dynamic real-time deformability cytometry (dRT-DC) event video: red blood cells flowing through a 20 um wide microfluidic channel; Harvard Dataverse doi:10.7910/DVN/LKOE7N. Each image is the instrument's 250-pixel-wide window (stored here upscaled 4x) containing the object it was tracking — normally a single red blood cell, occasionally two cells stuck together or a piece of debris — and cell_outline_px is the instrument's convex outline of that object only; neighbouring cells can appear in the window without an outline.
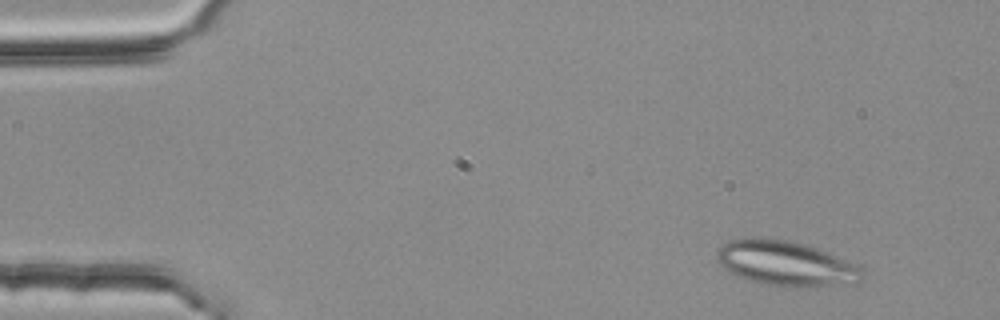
{"species": "common noctule bat (a hibernating species)", "species_latin": "Nyctalus noctula", "temperature_condition": "room temperature", "stored_images_in_passage": 2, "camera_frame_rate_fps": 3000, "um_per_image_px": 0.085, "animal": {"sex": "female", "body_mass_g": 25.1}, "frame": {"image": 1, "passage_image": 1, "time_ms": 0.0, "image_size_px": [1000, 320], "cell_outline_px": [[864, 272], [860, 280], [832, 284], [800, 288], [796, 288], [764, 284], [748, 280], [736, 276], [728, 272], [716, 260], [716, 248], [732, 240], [752, 236], [760, 236], [788, 240], [804, 244], [816, 248], [860, 264], [864, 268]], "centroid_in_image_um": [66.74, 22.37], "position_along_channel_um": 18.3, "area_um2": 38.44}}